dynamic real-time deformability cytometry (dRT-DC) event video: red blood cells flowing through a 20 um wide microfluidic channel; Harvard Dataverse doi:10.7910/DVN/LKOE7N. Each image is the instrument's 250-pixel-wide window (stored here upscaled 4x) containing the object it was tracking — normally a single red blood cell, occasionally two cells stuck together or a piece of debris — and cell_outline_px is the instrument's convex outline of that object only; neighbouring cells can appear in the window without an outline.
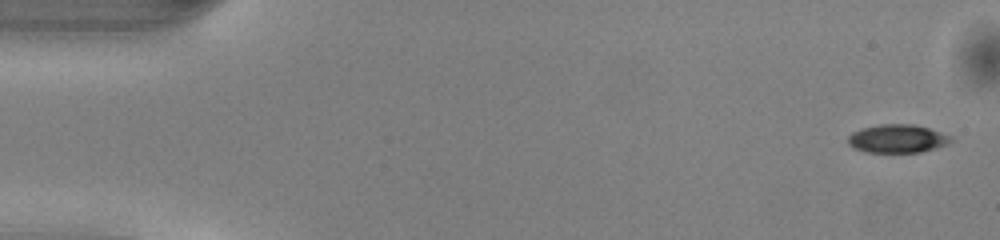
{"species": "common noctule bat (a hibernating species)", "species_latin": "Nyctalus noctula", "temperature_condition": "warm", "stored_images_in_passage": 49, "camera_frame_rate_fps": 3000, "um_per_image_px": 0.085, "animal": {"sex": "male", "body_mass_g": 13.0, "forearm_length_mm": 53.1}, "frame": {"image": 1, "passage_image": 1, "time_ms": 0.0, "image_size_px": [1000, 240], "cell_outline_px": [[952, 140], [948, 144], [920, 152], [864, 152], [852, 148], [848, 144], [848, 136], [852, 132], [864, 128], [880, 124], [912, 124], [928, 128], [948, 136]], "centroid_in_image_um": [76.21, 11.79], "position_along_channel_um": 8.8, "area_um2": 16.76}}
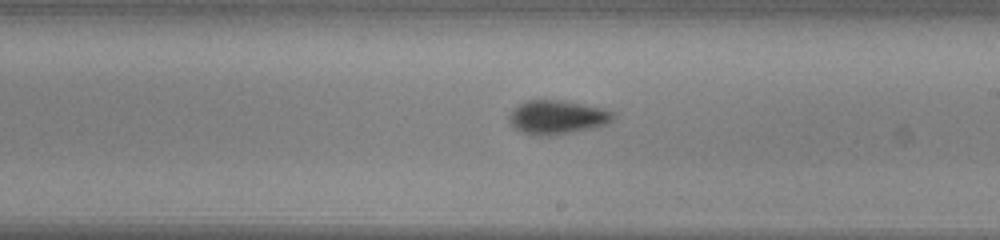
{"frame": {"image": 2, "passage_image": 28, "time_ms": 9.0, "image_size_px": [1000, 240], "cell_outline_px": [[616, 116], [608, 124], [596, 128], [552, 136], [532, 136], [520, 132], [512, 128], [508, 120], [508, 116], [524, 100], [560, 100], [604, 108], [616, 112]], "centroid_in_image_um": [47.38, 9.99], "position_along_channel_um": 241.6, "area_um2": 21.1}}
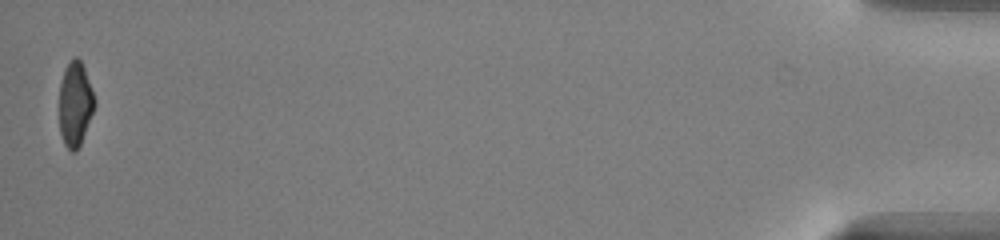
{"frame": {"image": 3, "passage_image": 49, "time_ms": 16.0, "image_size_px": [1000, 240], "cell_outline_px": [[96, 104], [80, 144], [76, 152], [72, 152], [64, 144], [60, 132], [60, 84], [64, 68], [68, 60], [72, 56], [76, 56], [80, 60], [84, 68], [96, 100]], "centroid_in_image_um": [6.39, 8.8], "position_along_channel_um": 428.8, "area_um2": 17.4}, "authors_computed_cell_mechanics": {"area_um2": 18.9006, "velocity_mm_per_s": 4.1056, "shape_relaxation_time_tau1_ms": 3.2245, "shape_relaxation_time_tau2_ms": 2.4376, "deformation_change_tau1": 0.1351, "deformation_change_tau2": 0.0809}}